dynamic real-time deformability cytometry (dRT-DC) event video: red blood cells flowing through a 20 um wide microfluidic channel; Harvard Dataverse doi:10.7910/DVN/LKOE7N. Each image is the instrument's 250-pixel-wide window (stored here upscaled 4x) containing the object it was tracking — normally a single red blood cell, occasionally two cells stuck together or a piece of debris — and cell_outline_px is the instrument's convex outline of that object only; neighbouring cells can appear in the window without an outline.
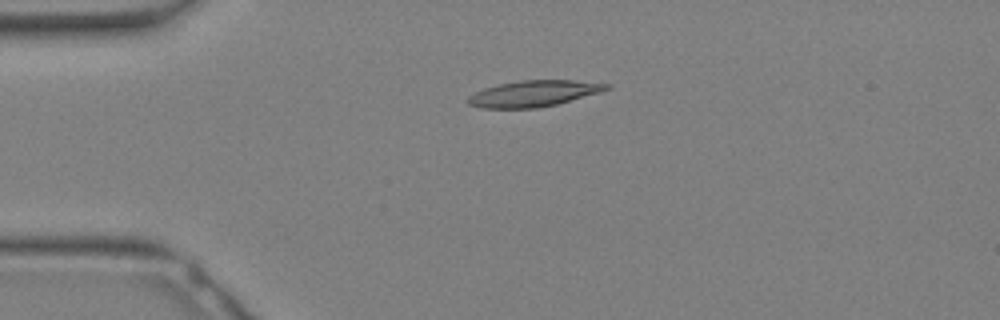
{"species": "Egyptian fruit bat (a non-hibernating species)", "species_latin": "Rousettus aegyptiacus", "temperature_condition": "warm", "stored_images_in_passage": 25, "camera_frame_rate_fps": 3000, "um_per_image_px": 0.085, "animal": {"sex": "female"}, "frame": {"image": 1, "passage_image": 1, "time_ms": 0.0, "image_size_px": [1000, 320], "cell_outline_px": [[612, 84], [608, 88], [600, 92], [556, 104], [536, 108], [480, 108], [468, 104], [468, 96], [484, 88], [500, 84], [520, 80], [572, 80]], "centroid_in_image_um": [45.34, 7.95], "position_along_channel_um": 39.7, "area_um2": 20.87}}
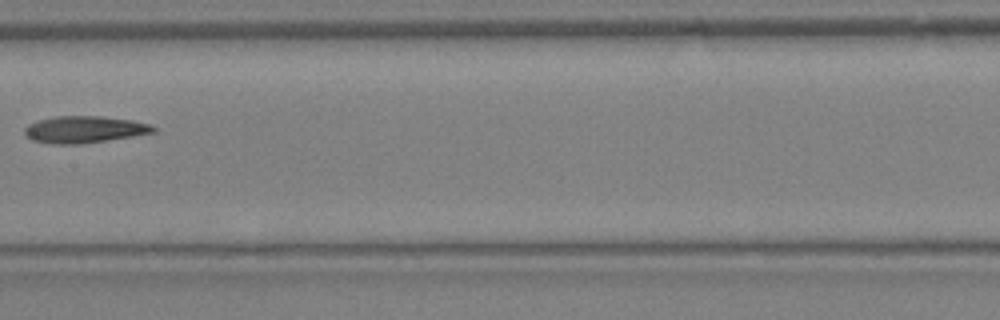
{"frame": {"image": 2, "passage_image": 10, "time_ms": 3.0, "image_size_px": [1000, 320], "cell_outline_px": [[156, 132], [132, 136], [76, 144], [56, 144], [32, 140], [24, 132], [24, 128], [28, 124], [40, 120], [56, 116], [100, 116], [132, 120], [148, 124], [156, 128]], "centroid_in_image_um": [7.16, 10.99], "position_along_channel_um": 200.2, "area_um2": 19.77}}
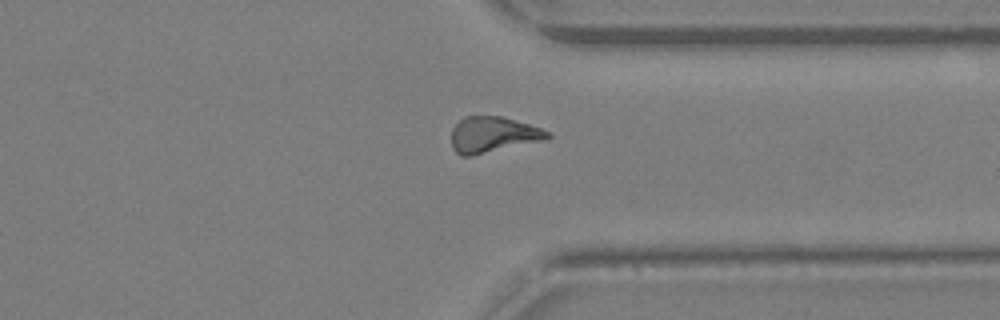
{"frame": {"image": 3, "passage_image": 18, "time_ms": 5.667, "image_size_px": [1000, 320], "cell_outline_px": [[552, 136], [548, 140], [472, 156], [460, 156], [452, 148], [452, 128], [464, 116], [500, 116], [528, 124], [540, 128], [548, 132]], "centroid_in_image_um": [41.91, 11.46], "position_along_channel_um": 369.5, "area_um2": 20.23}}